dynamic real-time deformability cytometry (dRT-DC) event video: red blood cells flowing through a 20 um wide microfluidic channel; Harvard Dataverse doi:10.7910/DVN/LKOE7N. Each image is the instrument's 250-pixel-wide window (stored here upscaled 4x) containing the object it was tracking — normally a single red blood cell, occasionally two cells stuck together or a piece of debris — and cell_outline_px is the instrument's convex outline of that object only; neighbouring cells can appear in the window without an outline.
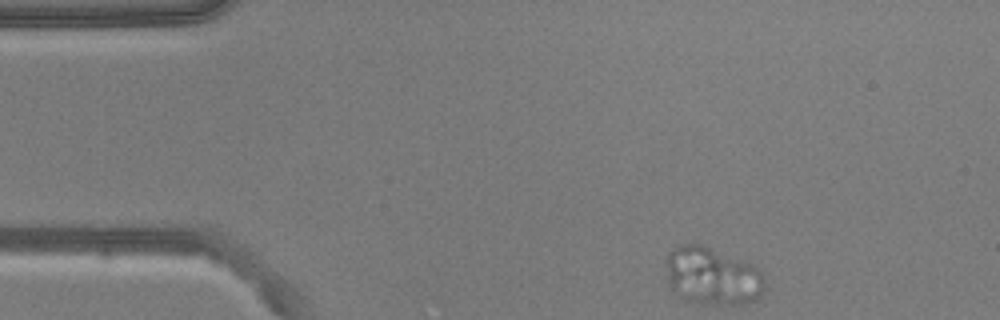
{"species": "common noctule bat (a hibernating species)", "species_latin": "Nyctalus noctula", "temperature_condition": "warm", "stored_images_in_passage": 47, "camera_frame_rate_fps": 3000, "um_per_image_px": 0.085, "animal": {"sex": "male", "body_mass_g": 20.5, "forearm_length_mm": 52.5}, "frame": {"image": 1, "passage_image": 1, "time_ms": 0.0, "image_size_px": [1000, 320], "cell_outline_px": [[764, 292], [756, 300], [744, 304], [692, 304], [680, 300], [668, 288], [668, 252], [672, 248], [680, 244], [704, 244], [752, 264], [760, 268], [764, 272]], "centroid_in_image_um": [60.55, 23.5], "position_along_channel_um": 24.5, "area_um2": 34.16}}
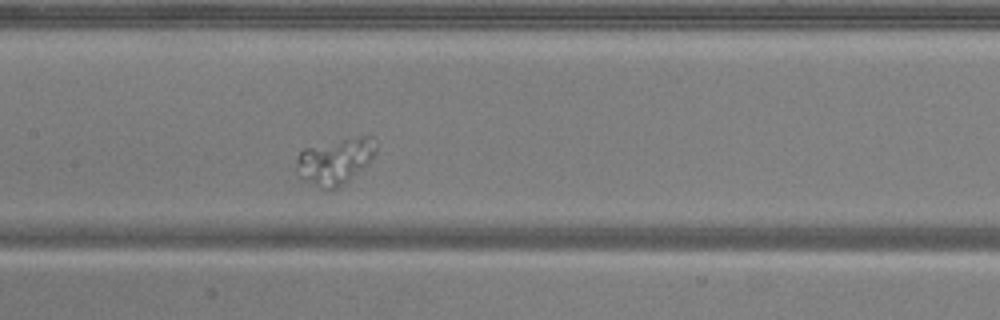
{"frame": {"image": 2, "passage_image": 19, "time_ms": 6.0, "image_size_px": [1000, 320], "cell_outline_px": [[376, 152], [344, 184], [332, 192], [324, 192], [304, 180], [300, 176], [296, 160], [296, 156], [304, 148], [364, 136], [376, 136]], "centroid_in_image_um": [28.45, 13.75], "position_along_channel_um": 179.0, "area_um2": 20.98}}
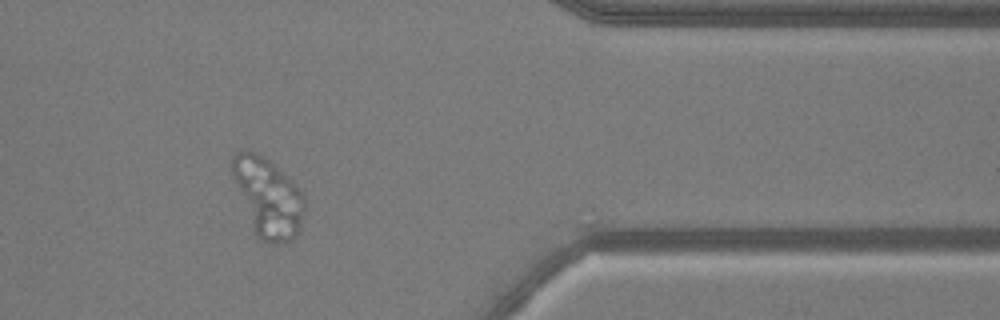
{"frame": {"image": 3, "passage_image": 38, "time_ms": 12.333, "image_size_px": [1000, 320], "cell_outline_px": [[304, 208], [300, 228], [296, 236], [292, 240], [284, 244], [268, 244], [260, 240], [256, 236], [232, 172], [232, 156], [236, 152], [256, 152], [268, 160], [292, 180], [296, 184], [304, 196]], "centroid_in_image_um": [22.82, 16.84], "position_along_channel_um": 388.6, "area_um2": 32.66}}